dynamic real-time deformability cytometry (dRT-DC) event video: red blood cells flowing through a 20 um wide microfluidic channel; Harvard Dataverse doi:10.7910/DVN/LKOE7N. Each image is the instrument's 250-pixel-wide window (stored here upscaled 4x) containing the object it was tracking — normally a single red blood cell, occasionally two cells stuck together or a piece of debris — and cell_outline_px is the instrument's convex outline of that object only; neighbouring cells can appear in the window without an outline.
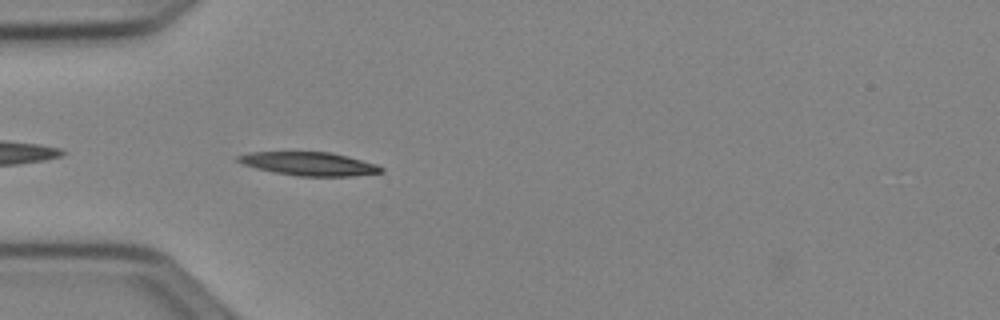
{"species": "Egyptian fruit bat (a non-hibernating species)", "species_latin": "Rousettus aegyptiacus", "temperature_condition": "cold", "stored_images_in_passage": 38, "camera_frame_rate_fps": 3000, "um_per_image_px": 0.085, "animal": {"sex": "female"}, "frame": {"image": 1, "passage_image": 2, "time_ms": 0.333, "image_size_px": [1000, 320], "cell_outline_px": [[384, 172], [356, 176], [296, 176], [272, 172], [256, 168], [244, 164], [236, 160], [236, 156], [248, 152], [328, 152], [348, 156], [376, 164], [384, 168]], "centroid_in_image_um": [26.28, 13.93], "position_along_channel_um": 58.7, "area_um2": 19.65}}
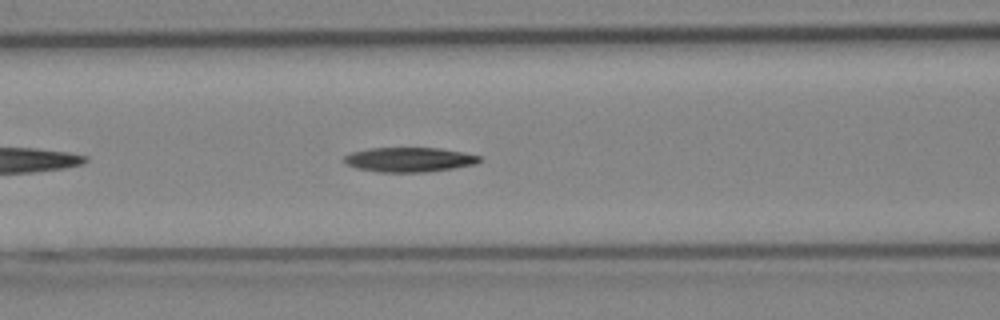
{"frame": {"image": 2, "passage_image": 8, "time_ms": 2.333, "image_size_px": [1000, 320], "cell_outline_px": [[484, 160], [476, 164], [428, 172], [380, 172], [356, 168], [348, 164], [344, 160], [344, 156], [352, 152], [368, 148], [440, 148], [464, 152], [480, 156]], "centroid_in_image_um": [34.83, 13.56], "position_along_channel_um": 131.8, "area_um2": 19.42}}
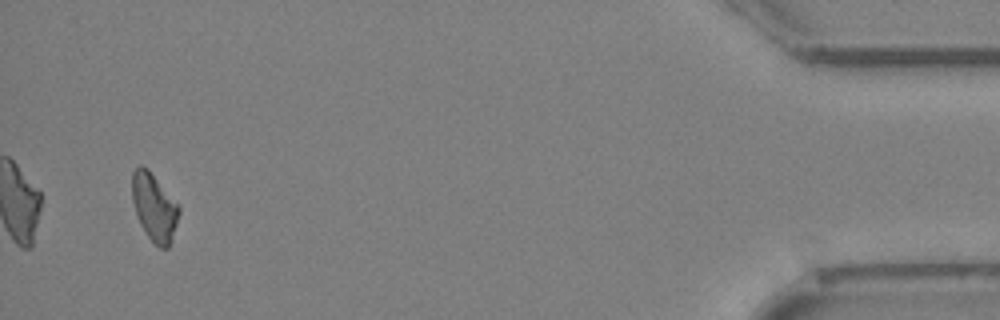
{"frame": {"image": 3, "passage_image": 36, "time_ms": 11.667, "image_size_px": [1000, 320], "cell_outline_px": [[180, 212], [172, 240], [168, 248], [160, 248], [148, 236], [140, 224], [132, 200], [132, 172], [140, 164], [148, 168], [180, 204]], "centroid_in_image_um": [13.14, 17.58], "position_along_channel_um": 422.1, "area_um2": 18.67}, "authors_computed_cell_mechanics": {"area_um2": 19.074, "velocity_mm_per_s": 3.9213, "shape_relaxation_time_tau1_ms": 6.8427, "shape_relaxation_time_tau2_ms": null, "deformation_change_tau1": 0.147, "deformation_change_tau2": null}}